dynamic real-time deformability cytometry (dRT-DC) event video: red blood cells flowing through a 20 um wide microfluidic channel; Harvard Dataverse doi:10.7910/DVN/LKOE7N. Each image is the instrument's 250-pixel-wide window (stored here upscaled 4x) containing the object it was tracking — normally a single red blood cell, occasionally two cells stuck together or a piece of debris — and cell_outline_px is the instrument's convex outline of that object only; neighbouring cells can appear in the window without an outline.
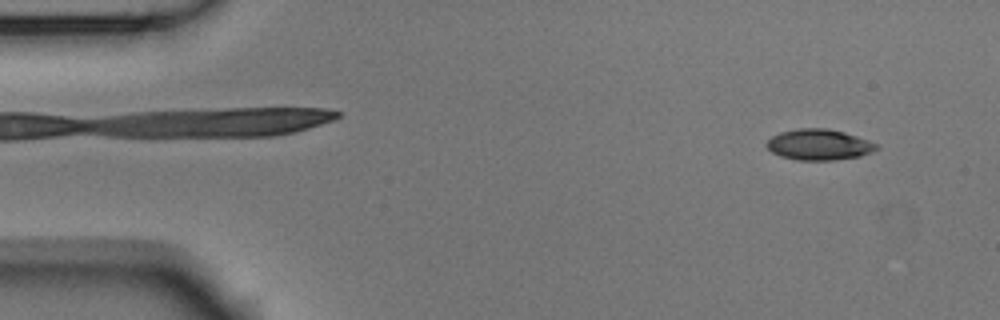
{"species": "Egyptian fruit bat (a non-hibernating species)", "species_latin": "Rousettus aegyptiacus", "temperature_condition": "room temperature", "stored_images_in_passage": 30, "camera_frame_rate_fps": 3000, "um_per_image_px": 0.085, "animal": {"sex": "male"}, "frame": {"image": 1, "passage_image": 2, "time_ms": 0.333, "image_size_px": [1000, 320], "cell_outline_px": [[880, 148], [872, 152], [860, 156], [836, 160], [796, 160], [780, 156], [772, 152], [764, 144], [772, 136], [780, 132], [796, 128], [828, 128], [844, 132], [856, 136], [876, 144]], "centroid_in_image_um": [69.59, 12.29], "position_along_channel_um": 15.4, "area_um2": 19.83}}
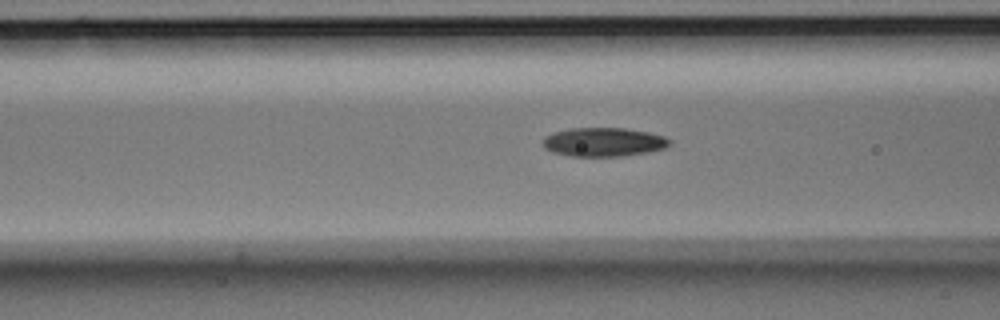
{"frame": {"image": 2, "passage_image": 18, "time_ms": 5.667, "image_size_px": [1000, 320], "cell_outline_px": [[672, 140], [664, 148], [644, 152], [620, 156], [572, 156], [552, 152], [544, 148], [544, 136], [552, 132], [568, 128], [624, 128], [648, 132], [664, 136]], "centroid_in_image_um": [51.26, 12.06], "position_along_channel_um": 115.3, "area_um2": 21.15}}
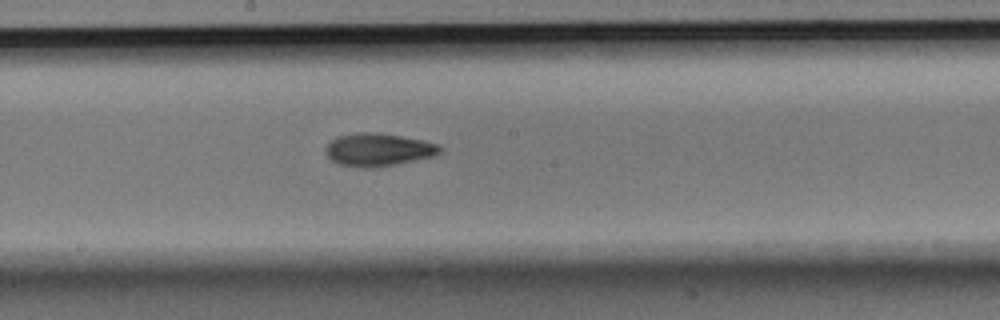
{"frame": {"image": 3, "passage_image": 26, "time_ms": 8.333, "image_size_px": [1000, 320], "cell_outline_px": [[444, 148], [440, 152], [432, 156], [396, 164], [372, 168], [364, 168], [340, 164], [332, 160], [328, 156], [328, 144], [336, 136], [356, 132], [372, 132], [400, 136], [424, 140], [440, 144]], "centroid_in_image_um": [32.19, 12.71], "position_along_channel_um": 216.0, "area_um2": 21.68}}